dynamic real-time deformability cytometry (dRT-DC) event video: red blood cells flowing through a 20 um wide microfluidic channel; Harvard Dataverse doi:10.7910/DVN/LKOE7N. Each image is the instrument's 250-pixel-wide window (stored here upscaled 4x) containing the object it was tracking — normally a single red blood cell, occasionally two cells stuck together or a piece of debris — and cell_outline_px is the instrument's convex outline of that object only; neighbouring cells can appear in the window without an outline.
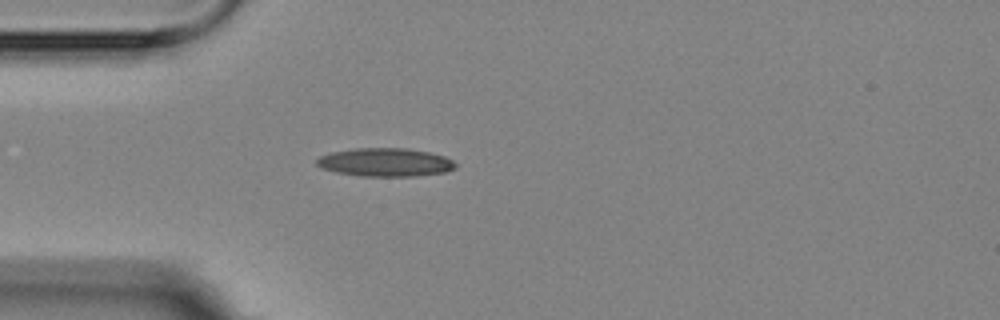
{"species": "Egyptian fruit bat (a non-hibernating species)", "species_latin": "Rousettus aegyptiacus", "temperature_condition": "room temperature", "stored_images_in_passage": 1, "camera_frame_rate_fps": 3000, "um_per_image_px": 0.085, "animal": {"sex": "female"}, "frame": {"image": 1, "passage_image": 1, "time_ms": 0.0, "image_size_px": [1000, 320], "cell_outline_px": [[456, 168], [444, 172], [416, 176], [360, 176], [336, 172], [320, 168], [316, 164], [316, 160], [320, 156], [332, 152], [356, 148], [404, 148], [428, 152], [444, 156], [452, 160], [456, 164]], "centroid_in_image_um": [32.73, 13.8], "position_along_channel_um": 52.3, "area_um2": 22.89}}